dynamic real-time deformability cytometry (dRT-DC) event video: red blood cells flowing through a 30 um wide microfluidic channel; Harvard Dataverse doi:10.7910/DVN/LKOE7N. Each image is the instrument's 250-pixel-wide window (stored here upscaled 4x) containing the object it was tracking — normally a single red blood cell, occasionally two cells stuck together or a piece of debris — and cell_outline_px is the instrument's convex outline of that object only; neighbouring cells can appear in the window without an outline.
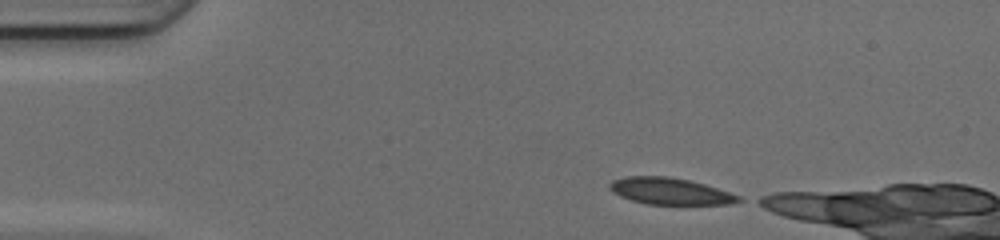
{"species": "common noctule bat (a hibernating species)", "species_latin": "Nyctalus noctula", "temperature_condition": "cold", "stored_images_in_passage": 7, "camera_frame_rate_fps": 3000, "um_per_image_px": 0.085, "animal": {"sex": "female", "body_mass_g": 17.0, "forearm_length_mm": 48.0}, "frame": {"image": 1, "passage_image": 1, "time_ms": 0.0, "image_size_px": [1000, 240], "cell_outline_px": [[744, 200], [728, 204], [648, 204], [632, 200], [620, 196], [608, 188], [608, 184], [612, 180], [628, 176], [668, 176], [688, 180], [704, 184], [740, 196]], "centroid_in_image_um": [56.93, 16.25], "position_along_channel_um": 28.1, "area_um2": 19.83}}